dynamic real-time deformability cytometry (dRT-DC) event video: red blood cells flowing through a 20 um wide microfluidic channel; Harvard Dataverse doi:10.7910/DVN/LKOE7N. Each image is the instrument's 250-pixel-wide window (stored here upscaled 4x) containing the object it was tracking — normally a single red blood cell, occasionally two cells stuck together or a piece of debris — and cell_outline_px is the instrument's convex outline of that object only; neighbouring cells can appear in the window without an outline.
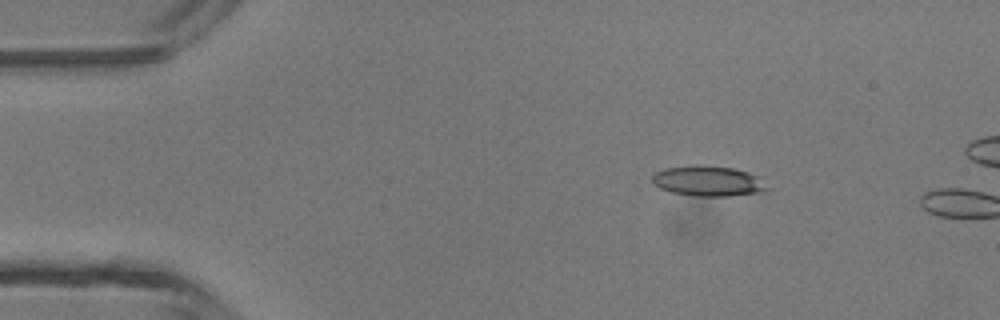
{"species": "common noctule bat (a hibernating species)", "species_latin": "Nyctalus noctula", "temperature_condition": "room temperature", "stored_images_in_passage": 2, "camera_frame_rate_fps": 3000, "um_per_image_px": 0.085, "animal": {"sex": "male", "body_mass_g": 13.3}, "frame": {"image": 1, "passage_image": 1, "time_ms": 0.0, "image_size_px": [1000, 320], "cell_outline_px": [[772, 188], [760, 192], [732, 196], [696, 196], [672, 192], [660, 188], [652, 180], [652, 176], [656, 172], [664, 168], [696, 164], [732, 168], [748, 172], [756, 176]], "centroid_in_image_um": [60.21, 15.38], "position_along_channel_um": 24.8, "area_um2": 20.29}}